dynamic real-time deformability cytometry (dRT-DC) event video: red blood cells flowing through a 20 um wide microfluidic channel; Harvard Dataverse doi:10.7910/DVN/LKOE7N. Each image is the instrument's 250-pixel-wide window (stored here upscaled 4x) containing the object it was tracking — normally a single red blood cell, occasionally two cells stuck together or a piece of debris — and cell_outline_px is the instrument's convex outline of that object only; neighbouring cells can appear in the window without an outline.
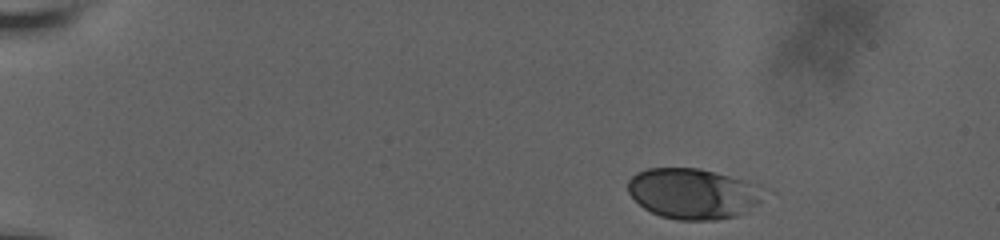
{"species": "human", "species_latin": "Homo sapiens", "temperature_condition": "room temperature", "stored_images_in_passage": 9, "camera_frame_rate_fps": 3000, "um_per_image_px": 0.085, "donor": {"sex": "male"}, "frame": {"image": 1, "passage_image": 1, "time_ms": 0.0, "image_size_px": [1000, 240], "cell_outline_px": [[760, 200], [736, 216], [716, 220], [676, 220], [660, 216], [644, 208], [628, 192], [628, 180], [636, 172], [648, 168], [700, 168], [728, 176], [740, 180]], "centroid_in_image_um": [58.67, 16.46], "position_along_channel_um": 26.3, "area_um2": 38.26}}
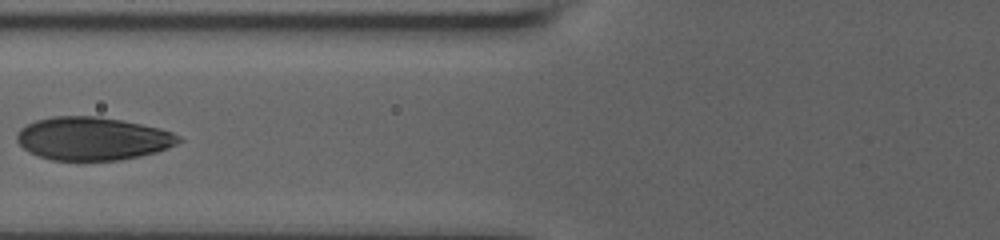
{"frame": {"image": 2, "passage_image": 7, "time_ms": 2.0, "image_size_px": [1000, 240], "cell_outline_px": [[184, 140], [168, 148], [156, 152], [140, 156], [120, 160], [52, 160], [28, 152], [16, 140], [16, 132], [20, 128], [36, 120], [52, 116], [100, 116], [160, 128], [172, 132], [180, 136]], "centroid_in_image_um": [7.87, 11.78], "position_along_channel_um": 117.9, "area_um2": 40.75}}
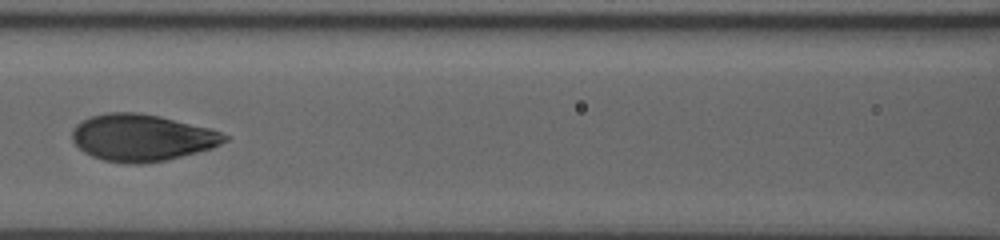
{"frame": {"image": 3, "passage_image": 8, "time_ms": 2.333, "image_size_px": [1000, 240], "cell_outline_px": [[228, 140], [212, 148], [164, 160], [140, 164], [128, 164], [104, 160], [92, 156], [84, 152], [72, 140], [72, 128], [80, 120], [88, 116], [108, 112], [140, 112], [160, 116], [212, 128], [228, 136]], "centroid_in_image_um": [12.03, 11.68], "position_along_channel_um": 154.6, "area_um2": 41.79}}